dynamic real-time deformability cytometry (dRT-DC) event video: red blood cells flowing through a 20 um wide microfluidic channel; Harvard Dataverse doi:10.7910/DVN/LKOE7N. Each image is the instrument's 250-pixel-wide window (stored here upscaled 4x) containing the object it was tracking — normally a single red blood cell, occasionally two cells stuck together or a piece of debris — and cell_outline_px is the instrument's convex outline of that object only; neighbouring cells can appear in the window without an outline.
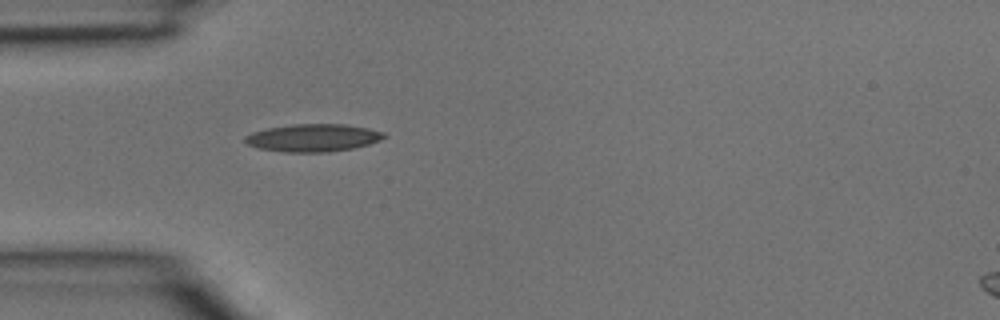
{"species": "common noctule bat (a hibernating species)", "species_latin": "Nyctalus noctula", "temperature_condition": "room temperature", "stored_images_in_passage": 2, "segment_of_instrument_passage": [1, 2], "camera_frame_rate_fps": 3000, "um_per_image_px": 0.085, "animal": {"sex": "male", "body_mass_g": 15.6}, "frame": {"image": 1, "passage_image": 1, "time_ms": 0.0, "image_size_px": [1000, 320], "cell_outline_px": [[388, 136], [380, 140], [368, 144], [352, 148], [328, 152], [284, 152], [260, 148], [248, 144], [244, 140], [244, 136], [252, 132], [268, 128], [296, 124], [344, 124], [368, 128], [384, 132]], "centroid_in_image_um": [26.63, 11.71], "position_along_channel_um": 58.4, "area_um2": 22.25}}